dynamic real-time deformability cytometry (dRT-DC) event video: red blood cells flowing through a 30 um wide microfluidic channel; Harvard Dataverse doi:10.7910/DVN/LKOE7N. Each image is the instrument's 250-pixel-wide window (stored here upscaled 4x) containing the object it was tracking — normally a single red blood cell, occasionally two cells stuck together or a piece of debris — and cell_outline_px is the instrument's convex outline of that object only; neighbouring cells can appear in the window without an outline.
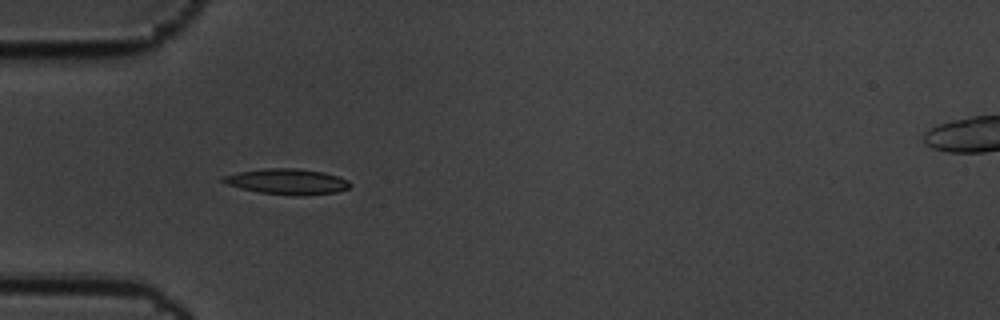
{"species": "common noctule bat (a hibernating species)", "species_latin": "Nyctalus noctula", "temperature_condition": "cold", "stored_images_in_passage": 6, "camera_frame_rate_fps": 3000, "um_per_image_px": 0.085, "animal": {"sex": "male", "body_mass_g": 19.5, "forearm_length_mm": 54.6}, "frame": {"image": 1, "passage_image": 5, "time_ms": 1.333, "image_size_px": [1000, 320], "cell_outline_px": [[352, 184], [348, 188], [336, 192], [296, 196], [292, 196], [260, 192], [240, 188], [228, 184], [220, 180], [220, 176], [240, 172], [264, 168], [300, 168], [324, 172], [348, 180]], "centroid_in_image_um": [24.4, 15.43], "position_along_channel_um": 60.6, "area_um2": 18.96}}
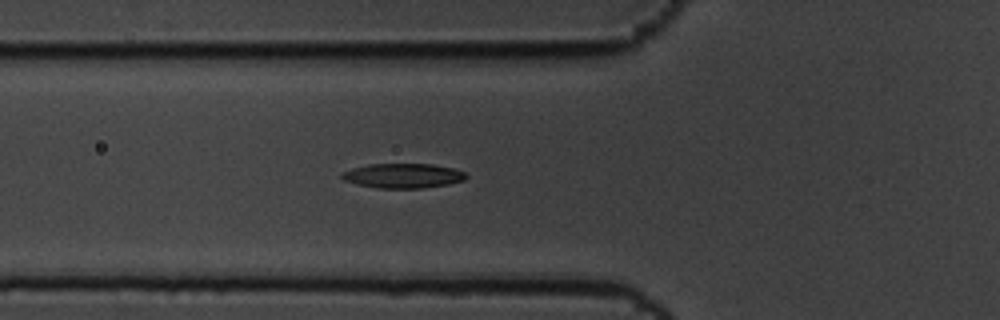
{"frame": {"image": 2, "passage_image": 6, "time_ms": 1.667, "image_size_px": [1000, 320], "cell_outline_px": [[468, 176], [464, 180], [448, 184], [424, 188], [376, 188], [356, 184], [344, 180], [340, 176], [340, 172], [352, 168], [368, 164], [432, 164], [452, 168], [464, 172]], "centroid_in_image_um": [34.22, 14.94], "position_along_channel_um": 91.6, "area_um2": 17.92}}